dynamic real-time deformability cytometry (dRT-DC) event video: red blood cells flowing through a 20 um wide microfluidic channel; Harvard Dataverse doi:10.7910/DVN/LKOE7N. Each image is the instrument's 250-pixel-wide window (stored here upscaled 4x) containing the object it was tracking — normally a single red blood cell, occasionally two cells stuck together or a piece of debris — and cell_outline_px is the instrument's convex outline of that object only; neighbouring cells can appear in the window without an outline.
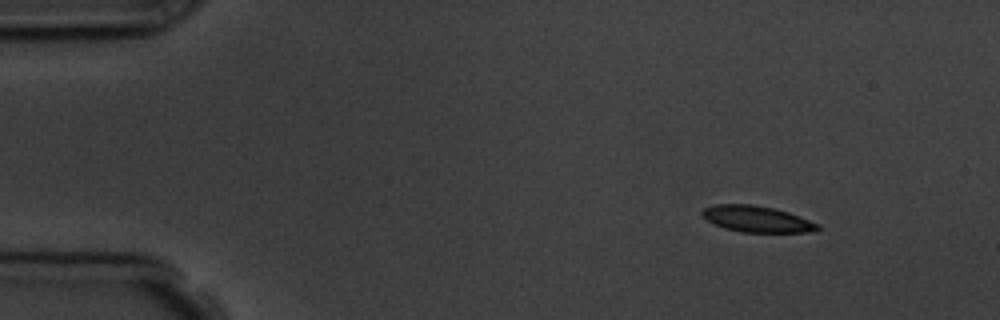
{"species": "common noctule bat (a hibernating species)", "species_latin": "Nyctalus noctula", "temperature_condition": "room temperature", "stored_images_in_passage": 4, "camera_frame_rate_fps": 3000, "um_per_image_px": 0.085, "animal": {"sex": "male", "body_mass_g": 19.5, "forearm_length_mm": 54.6}, "frame": {"image": 1, "passage_image": 1, "time_ms": 0.0, "image_size_px": [1000, 320], "cell_outline_px": [[820, 228], [808, 232], [744, 232], [724, 228], [712, 224], [700, 212], [704, 208], [716, 204], [752, 204], [772, 208], [788, 212], [820, 224]], "centroid_in_image_um": [64.31, 18.61], "position_along_channel_um": 20.7, "area_um2": 17.51}}
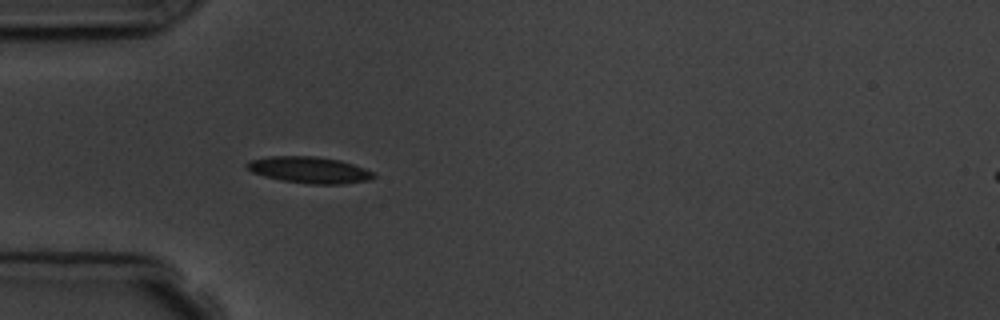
{"frame": {"image": 2, "passage_image": 4, "time_ms": 3.333, "image_size_px": [1000, 320], "cell_outline_px": [[376, 176], [368, 180], [344, 184], [308, 184], [280, 180], [264, 176], [252, 172], [244, 168], [244, 164], [248, 160], [268, 156], [316, 156], [340, 160], [364, 168], [372, 172]], "centroid_in_image_um": [26.22, 14.44], "position_along_channel_um": 58.8, "area_um2": 19.71}}